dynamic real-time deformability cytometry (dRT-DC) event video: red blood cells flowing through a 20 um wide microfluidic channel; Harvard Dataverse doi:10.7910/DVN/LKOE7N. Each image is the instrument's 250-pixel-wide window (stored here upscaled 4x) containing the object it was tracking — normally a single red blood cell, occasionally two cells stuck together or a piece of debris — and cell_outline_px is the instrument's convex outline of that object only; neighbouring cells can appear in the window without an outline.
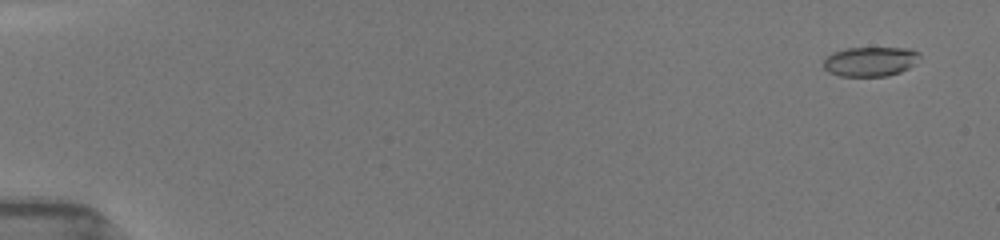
{"species": "common noctule bat (a hibernating species)", "species_latin": "Nyctalus noctula", "temperature_condition": "room temperature", "stored_images_in_passage": 14, "camera_frame_rate_fps": 3000, "um_per_image_px": 0.085, "animal": {"sex": "female", "body_mass_g": 19.5, "forearm_length_mm": 54.1}, "frame": {"image": 1, "passage_image": 3, "time_ms": 0.667, "image_size_px": [1000, 240], "cell_outline_px": [[920, 56], [908, 68], [900, 72], [888, 76], [840, 76], [828, 72], [824, 68], [824, 60], [832, 52], [848, 48], [908, 48], [920, 52]], "centroid_in_image_um": [73.96, 5.23], "position_along_channel_um": 11.0, "area_um2": 16.47}}
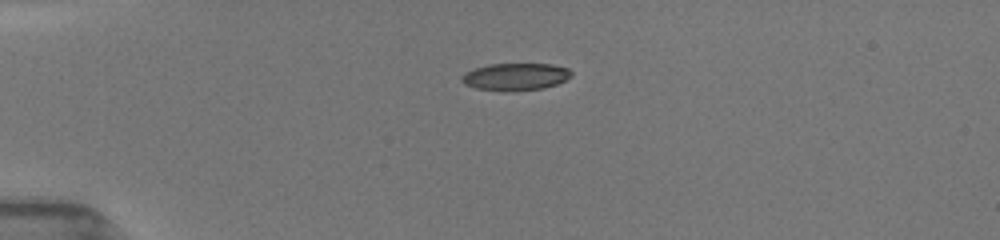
{"frame": {"image": 2, "passage_image": 13, "time_ms": 4.333, "image_size_px": [1000, 240], "cell_outline_px": [[572, 76], [556, 84], [544, 88], [512, 92], [504, 92], [476, 88], [464, 84], [460, 80], [460, 76], [464, 72], [472, 68], [488, 64], [552, 64], [568, 68], [572, 72]], "centroid_in_image_um": [43.76, 6.53], "position_along_channel_um": 41.2, "area_um2": 17.8}}